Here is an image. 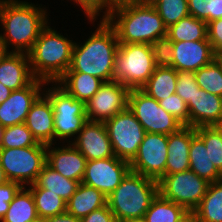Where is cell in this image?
Masks as SVG:
<instances>
[{"label": "cell", "mask_w": 222, "mask_h": 222, "mask_svg": "<svg viewBox=\"0 0 222 222\" xmlns=\"http://www.w3.org/2000/svg\"><path fill=\"white\" fill-rule=\"evenodd\" d=\"M105 19L115 29L119 44H152L167 35V27L151 3H114Z\"/></svg>", "instance_id": "obj_1"}, {"label": "cell", "mask_w": 222, "mask_h": 222, "mask_svg": "<svg viewBox=\"0 0 222 222\" xmlns=\"http://www.w3.org/2000/svg\"><path fill=\"white\" fill-rule=\"evenodd\" d=\"M102 22L83 45L74 44L71 64L65 73H86L113 81L115 55L119 41L115 29L102 18Z\"/></svg>", "instance_id": "obj_2"}, {"label": "cell", "mask_w": 222, "mask_h": 222, "mask_svg": "<svg viewBox=\"0 0 222 222\" xmlns=\"http://www.w3.org/2000/svg\"><path fill=\"white\" fill-rule=\"evenodd\" d=\"M46 16V10L35 7L32 3L3 0L0 21L5 32L0 35L1 43L6 48L10 44L14 45V52L28 53L47 26Z\"/></svg>", "instance_id": "obj_3"}, {"label": "cell", "mask_w": 222, "mask_h": 222, "mask_svg": "<svg viewBox=\"0 0 222 222\" xmlns=\"http://www.w3.org/2000/svg\"><path fill=\"white\" fill-rule=\"evenodd\" d=\"M46 26L27 53L35 79L57 82L69 69L74 42Z\"/></svg>", "instance_id": "obj_4"}, {"label": "cell", "mask_w": 222, "mask_h": 222, "mask_svg": "<svg viewBox=\"0 0 222 222\" xmlns=\"http://www.w3.org/2000/svg\"><path fill=\"white\" fill-rule=\"evenodd\" d=\"M157 194V180L130 170L107 196V205L118 222L143 220Z\"/></svg>", "instance_id": "obj_5"}, {"label": "cell", "mask_w": 222, "mask_h": 222, "mask_svg": "<svg viewBox=\"0 0 222 222\" xmlns=\"http://www.w3.org/2000/svg\"><path fill=\"white\" fill-rule=\"evenodd\" d=\"M156 68L151 44H119L115 55L113 81L129 90L141 89Z\"/></svg>", "instance_id": "obj_6"}, {"label": "cell", "mask_w": 222, "mask_h": 222, "mask_svg": "<svg viewBox=\"0 0 222 222\" xmlns=\"http://www.w3.org/2000/svg\"><path fill=\"white\" fill-rule=\"evenodd\" d=\"M47 146L1 148L0 165L9 181L33 184L46 164Z\"/></svg>", "instance_id": "obj_7"}, {"label": "cell", "mask_w": 222, "mask_h": 222, "mask_svg": "<svg viewBox=\"0 0 222 222\" xmlns=\"http://www.w3.org/2000/svg\"><path fill=\"white\" fill-rule=\"evenodd\" d=\"M209 182L191 170L164 175L158 181V193L187 211H194L206 194Z\"/></svg>", "instance_id": "obj_8"}, {"label": "cell", "mask_w": 222, "mask_h": 222, "mask_svg": "<svg viewBox=\"0 0 222 222\" xmlns=\"http://www.w3.org/2000/svg\"><path fill=\"white\" fill-rule=\"evenodd\" d=\"M129 110L134 114L146 133L169 135L183 125L167 113L157 100L149 97L141 89H131L128 94Z\"/></svg>", "instance_id": "obj_9"}, {"label": "cell", "mask_w": 222, "mask_h": 222, "mask_svg": "<svg viewBox=\"0 0 222 222\" xmlns=\"http://www.w3.org/2000/svg\"><path fill=\"white\" fill-rule=\"evenodd\" d=\"M46 92L44 95L53 107L55 138L65 139L77 135L88 121L85 103L76 100L61 85Z\"/></svg>", "instance_id": "obj_10"}, {"label": "cell", "mask_w": 222, "mask_h": 222, "mask_svg": "<svg viewBox=\"0 0 222 222\" xmlns=\"http://www.w3.org/2000/svg\"><path fill=\"white\" fill-rule=\"evenodd\" d=\"M113 153L130 162L137 154L145 130L127 107L105 122Z\"/></svg>", "instance_id": "obj_11"}, {"label": "cell", "mask_w": 222, "mask_h": 222, "mask_svg": "<svg viewBox=\"0 0 222 222\" xmlns=\"http://www.w3.org/2000/svg\"><path fill=\"white\" fill-rule=\"evenodd\" d=\"M168 135L145 133L130 170L159 181L165 175Z\"/></svg>", "instance_id": "obj_12"}, {"label": "cell", "mask_w": 222, "mask_h": 222, "mask_svg": "<svg viewBox=\"0 0 222 222\" xmlns=\"http://www.w3.org/2000/svg\"><path fill=\"white\" fill-rule=\"evenodd\" d=\"M129 89L117 81L104 82L85 104L88 121L105 123L128 106Z\"/></svg>", "instance_id": "obj_13"}, {"label": "cell", "mask_w": 222, "mask_h": 222, "mask_svg": "<svg viewBox=\"0 0 222 222\" xmlns=\"http://www.w3.org/2000/svg\"><path fill=\"white\" fill-rule=\"evenodd\" d=\"M130 171V163L116 156L86 162L82 183L108 196Z\"/></svg>", "instance_id": "obj_14"}, {"label": "cell", "mask_w": 222, "mask_h": 222, "mask_svg": "<svg viewBox=\"0 0 222 222\" xmlns=\"http://www.w3.org/2000/svg\"><path fill=\"white\" fill-rule=\"evenodd\" d=\"M45 83L34 79L23 89L12 91L9 98L0 104V124L3 127L23 124L30 108L41 96V84Z\"/></svg>", "instance_id": "obj_15"}, {"label": "cell", "mask_w": 222, "mask_h": 222, "mask_svg": "<svg viewBox=\"0 0 222 222\" xmlns=\"http://www.w3.org/2000/svg\"><path fill=\"white\" fill-rule=\"evenodd\" d=\"M87 161L115 156L105 123L87 121L72 143Z\"/></svg>", "instance_id": "obj_16"}, {"label": "cell", "mask_w": 222, "mask_h": 222, "mask_svg": "<svg viewBox=\"0 0 222 222\" xmlns=\"http://www.w3.org/2000/svg\"><path fill=\"white\" fill-rule=\"evenodd\" d=\"M173 68L176 71H197L215 59L208 40L173 42Z\"/></svg>", "instance_id": "obj_17"}, {"label": "cell", "mask_w": 222, "mask_h": 222, "mask_svg": "<svg viewBox=\"0 0 222 222\" xmlns=\"http://www.w3.org/2000/svg\"><path fill=\"white\" fill-rule=\"evenodd\" d=\"M189 126H222V97L199 88L187 104Z\"/></svg>", "instance_id": "obj_18"}, {"label": "cell", "mask_w": 222, "mask_h": 222, "mask_svg": "<svg viewBox=\"0 0 222 222\" xmlns=\"http://www.w3.org/2000/svg\"><path fill=\"white\" fill-rule=\"evenodd\" d=\"M70 145L57 149L47 145L46 164L64 177L81 183L87 160L73 144Z\"/></svg>", "instance_id": "obj_19"}, {"label": "cell", "mask_w": 222, "mask_h": 222, "mask_svg": "<svg viewBox=\"0 0 222 222\" xmlns=\"http://www.w3.org/2000/svg\"><path fill=\"white\" fill-rule=\"evenodd\" d=\"M24 123L38 143L53 144L55 139L53 107L44 94L32 105Z\"/></svg>", "instance_id": "obj_20"}, {"label": "cell", "mask_w": 222, "mask_h": 222, "mask_svg": "<svg viewBox=\"0 0 222 222\" xmlns=\"http://www.w3.org/2000/svg\"><path fill=\"white\" fill-rule=\"evenodd\" d=\"M34 79L27 53L10 51L1 61L0 83L12 91L23 89Z\"/></svg>", "instance_id": "obj_21"}, {"label": "cell", "mask_w": 222, "mask_h": 222, "mask_svg": "<svg viewBox=\"0 0 222 222\" xmlns=\"http://www.w3.org/2000/svg\"><path fill=\"white\" fill-rule=\"evenodd\" d=\"M196 128L183 126L177 132L168 135L167 162L165 175L189 170V149Z\"/></svg>", "instance_id": "obj_22"}, {"label": "cell", "mask_w": 222, "mask_h": 222, "mask_svg": "<svg viewBox=\"0 0 222 222\" xmlns=\"http://www.w3.org/2000/svg\"><path fill=\"white\" fill-rule=\"evenodd\" d=\"M106 204L107 196L105 194L81 182L76 192L66 202V211L75 218L82 219Z\"/></svg>", "instance_id": "obj_23"}, {"label": "cell", "mask_w": 222, "mask_h": 222, "mask_svg": "<svg viewBox=\"0 0 222 222\" xmlns=\"http://www.w3.org/2000/svg\"><path fill=\"white\" fill-rule=\"evenodd\" d=\"M59 82V83H58ZM104 82L86 73H65L56 84L66 90L76 100L85 104L95 95Z\"/></svg>", "instance_id": "obj_24"}, {"label": "cell", "mask_w": 222, "mask_h": 222, "mask_svg": "<svg viewBox=\"0 0 222 222\" xmlns=\"http://www.w3.org/2000/svg\"><path fill=\"white\" fill-rule=\"evenodd\" d=\"M189 162V170L207 182L213 183L222 180V174L214 166V163L210 161L209 151L197 135L191 139Z\"/></svg>", "instance_id": "obj_25"}, {"label": "cell", "mask_w": 222, "mask_h": 222, "mask_svg": "<svg viewBox=\"0 0 222 222\" xmlns=\"http://www.w3.org/2000/svg\"><path fill=\"white\" fill-rule=\"evenodd\" d=\"M80 182L68 179L45 164L30 188H43L59 195L66 202L76 192Z\"/></svg>", "instance_id": "obj_26"}, {"label": "cell", "mask_w": 222, "mask_h": 222, "mask_svg": "<svg viewBox=\"0 0 222 222\" xmlns=\"http://www.w3.org/2000/svg\"><path fill=\"white\" fill-rule=\"evenodd\" d=\"M177 71L173 67H157L141 88L149 97L164 100L176 92Z\"/></svg>", "instance_id": "obj_27"}, {"label": "cell", "mask_w": 222, "mask_h": 222, "mask_svg": "<svg viewBox=\"0 0 222 222\" xmlns=\"http://www.w3.org/2000/svg\"><path fill=\"white\" fill-rule=\"evenodd\" d=\"M194 212L198 222H222V180L209 183L205 196Z\"/></svg>", "instance_id": "obj_28"}, {"label": "cell", "mask_w": 222, "mask_h": 222, "mask_svg": "<svg viewBox=\"0 0 222 222\" xmlns=\"http://www.w3.org/2000/svg\"><path fill=\"white\" fill-rule=\"evenodd\" d=\"M167 36L172 42L208 40L207 23L188 15L167 28Z\"/></svg>", "instance_id": "obj_29"}, {"label": "cell", "mask_w": 222, "mask_h": 222, "mask_svg": "<svg viewBox=\"0 0 222 222\" xmlns=\"http://www.w3.org/2000/svg\"><path fill=\"white\" fill-rule=\"evenodd\" d=\"M25 188L23 186L10 202L6 215L1 219L2 222H29L38 217L32 192Z\"/></svg>", "instance_id": "obj_30"}, {"label": "cell", "mask_w": 222, "mask_h": 222, "mask_svg": "<svg viewBox=\"0 0 222 222\" xmlns=\"http://www.w3.org/2000/svg\"><path fill=\"white\" fill-rule=\"evenodd\" d=\"M187 210L182 206L164 199L159 193L146 211L144 222H176Z\"/></svg>", "instance_id": "obj_31"}, {"label": "cell", "mask_w": 222, "mask_h": 222, "mask_svg": "<svg viewBox=\"0 0 222 222\" xmlns=\"http://www.w3.org/2000/svg\"><path fill=\"white\" fill-rule=\"evenodd\" d=\"M35 202L38 217L43 219L66 212V201L43 188H29Z\"/></svg>", "instance_id": "obj_32"}, {"label": "cell", "mask_w": 222, "mask_h": 222, "mask_svg": "<svg viewBox=\"0 0 222 222\" xmlns=\"http://www.w3.org/2000/svg\"><path fill=\"white\" fill-rule=\"evenodd\" d=\"M196 135L204 142L210 161L222 174V126L197 127Z\"/></svg>", "instance_id": "obj_33"}, {"label": "cell", "mask_w": 222, "mask_h": 222, "mask_svg": "<svg viewBox=\"0 0 222 222\" xmlns=\"http://www.w3.org/2000/svg\"><path fill=\"white\" fill-rule=\"evenodd\" d=\"M194 73L201 89L222 97V69L215 59Z\"/></svg>", "instance_id": "obj_34"}, {"label": "cell", "mask_w": 222, "mask_h": 222, "mask_svg": "<svg viewBox=\"0 0 222 222\" xmlns=\"http://www.w3.org/2000/svg\"><path fill=\"white\" fill-rule=\"evenodd\" d=\"M151 4L167 28L189 15L187 0H154Z\"/></svg>", "instance_id": "obj_35"}, {"label": "cell", "mask_w": 222, "mask_h": 222, "mask_svg": "<svg viewBox=\"0 0 222 222\" xmlns=\"http://www.w3.org/2000/svg\"><path fill=\"white\" fill-rule=\"evenodd\" d=\"M31 146H47L38 143L26 124L5 127L1 148H22Z\"/></svg>", "instance_id": "obj_36"}, {"label": "cell", "mask_w": 222, "mask_h": 222, "mask_svg": "<svg viewBox=\"0 0 222 222\" xmlns=\"http://www.w3.org/2000/svg\"><path fill=\"white\" fill-rule=\"evenodd\" d=\"M155 65L157 67H172L174 50L173 42L166 35L151 44Z\"/></svg>", "instance_id": "obj_37"}, {"label": "cell", "mask_w": 222, "mask_h": 222, "mask_svg": "<svg viewBox=\"0 0 222 222\" xmlns=\"http://www.w3.org/2000/svg\"><path fill=\"white\" fill-rule=\"evenodd\" d=\"M193 71H177L176 94L188 104L199 90Z\"/></svg>", "instance_id": "obj_38"}, {"label": "cell", "mask_w": 222, "mask_h": 222, "mask_svg": "<svg viewBox=\"0 0 222 222\" xmlns=\"http://www.w3.org/2000/svg\"><path fill=\"white\" fill-rule=\"evenodd\" d=\"M158 102L167 113L172 114L183 126H189V111L187 104L176 93Z\"/></svg>", "instance_id": "obj_39"}, {"label": "cell", "mask_w": 222, "mask_h": 222, "mask_svg": "<svg viewBox=\"0 0 222 222\" xmlns=\"http://www.w3.org/2000/svg\"><path fill=\"white\" fill-rule=\"evenodd\" d=\"M187 2L189 15L207 24L212 21L213 0H187Z\"/></svg>", "instance_id": "obj_40"}, {"label": "cell", "mask_w": 222, "mask_h": 222, "mask_svg": "<svg viewBox=\"0 0 222 222\" xmlns=\"http://www.w3.org/2000/svg\"><path fill=\"white\" fill-rule=\"evenodd\" d=\"M75 3L79 4L86 15L89 17V19L96 20V16L99 15V11L103 10L102 8H105L104 16L105 18L108 13L110 12L111 7L113 6V3L110 0H74Z\"/></svg>", "instance_id": "obj_41"}, {"label": "cell", "mask_w": 222, "mask_h": 222, "mask_svg": "<svg viewBox=\"0 0 222 222\" xmlns=\"http://www.w3.org/2000/svg\"><path fill=\"white\" fill-rule=\"evenodd\" d=\"M22 187L19 183L12 181L0 185V221L6 215L10 202Z\"/></svg>", "instance_id": "obj_42"}, {"label": "cell", "mask_w": 222, "mask_h": 222, "mask_svg": "<svg viewBox=\"0 0 222 222\" xmlns=\"http://www.w3.org/2000/svg\"><path fill=\"white\" fill-rule=\"evenodd\" d=\"M207 31L208 41L211 43L214 53L222 52V18L209 22Z\"/></svg>", "instance_id": "obj_43"}, {"label": "cell", "mask_w": 222, "mask_h": 222, "mask_svg": "<svg viewBox=\"0 0 222 222\" xmlns=\"http://www.w3.org/2000/svg\"><path fill=\"white\" fill-rule=\"evenodd\" d=\"M81 222H118L113 215L109 206L106 204L104 207L92 211L81 219Z\"/></svg>", "instance_id": "obj_44"}, {"label": "cell", "mask_w": 222, "mask_h": 222, "mask_svg": "<svg viewBox=\"0 0 222 222\" xmlns=\"http://www.w3.org/2000/svg\"><path fill=\"white\" fill-rule=\"evenodd\" d=\"M45 222H81V219L75 218L73 215L69 214L67 211L53 217L45 219Z\"/></svg>", "instance_id": "obj_45"}, {"label": "cell", "mask_w": 222, "mask_h": 222, "mask_svg": "<svg viewBox=\"0 0 222 222\" xmlns=\"http://www.w3.org/2000/svg\"><path fill=\"white\" fill-rule=\"evenodd\" d=\"M222 18V0H213L212 21Z\"/></svg>", "instance_id": "obj_46"}, {"label": "cell", "mask_w": 222, "mask_h": 222, "mask_svg": "<svg viewBox=\"0 0 222 222\" xmlns=\"http://www.w3.org/2000/svg\"><path fill=\"white\" fill-rule=\"evenodd\" d=\"M12 90L4 86L2 83H0V104H2L5 100L9 98L11 95Z\"/></svg>", "instance_id": "obj_47"}, {"label": "cell", "mask_w": 222, "mask_h": 222, "mask_svg": "<svg viewBox=\"0 0 222 222\" xmlns=\"http://www.w3.org/2000/svg\"><path fill=\"white\" fill-rule=\"evenodd\" d=\"M176 222H198L194 211H187L178 221Z\"/></svg>", "instance_id": "obj_48"}, {"label": "cell", "mask_w": 222, "mask_h": 222, "mask_svg": "<svg viewBox=\"0 0 222 222\" xmlns=\"http://www.w3.org/2000/svg\"><path fill=\"white\" fill-rule=\"evenodd\" d=\"M8 181L9 180L5 174V171L3 170L2 166L0 165V185L5 184Z\"/></svg>", "instance_id": "obj_49"}, {"label": "cell", "mask_w": 222, "mask_h": 222, "mask_svg": "<svg viewBox=\"0 0 222 222\" xmlns=\"http://www.w3.org/2000/svg\"><path fill=\"white\" fill-rule=\"evenodd\" d=\"M8 52V49L0 41V63Z\"/></svg>", "instance_id": "obj_50"}, {"label": "cell", "mask_w": 222, "mask_h": 222, "mask_svg": "<svg viewBox=\"0 0 222 222\" xmlns=\"http://www.w3.org/2000/svg\"><path fill=\"white\" fill-rule=\"evenodd\" d=\"M215 60L218 62V64L221 66L222 69V52L215 54Z\"/></svg>", "instance_id": "obj_51"}, {"label": "cell", "mask_w": 222, "mask_h": 222, "mask_svg": "<svg viewBox=\"0 0 222 222\" xmlns=\"http://www.w3.org/2000/svg\"><path fill=\"white\" fill-rule=\"evenodd\" d=\"M4 129H5V127H3V126L0 124V149H1L2 141H3Z\"/></svg>", "instance_id": "obj_52"}, {"label": "cell", "mask_w": 222, "mask_h": 222, "mask_svg": "<svg viewBox=\"0 0 222 222\" xmlns=\"http://www.w3.org/2000/svg\"><path fill=\"white\" fill-rule=\"evenodd\" d=\"M29 222H45V219L41 218V217H37Z\"/></svg>", "instance_id": "obj_53"}, {"label": "cell", "mask_w": 222, "mask_h": 222, "mask_svg": "<svg viewBox=\"0 0 222 222\" xmlns=\"http://www.w3.org/2000/svg\"><path fill=\"white\" fill-rule=\"evenodd\" d=\"M138 2H142V3H152L154 0H136Z\"/></svg>", "instance_id": "obj_54"}, {"label": "cell", "mask_w": 222, "mask_h": 222, "mask_svg": "<svg viewBox=\"0 0 222 222\" xmlns=\"http://www.w3.org/2000/svg\"><path fill=\"white\" fill-rule=\"evenodd\" d=\"M113 4L114 3H118V2H121V1H127V0H110Z\"/></svg>", "instance_id": "obj_55"}, {"label": "cell", "mask_w": 222, "mask_h": 222, "mask_svg": "<svg viewBox=\"0 0 222 222\" xmlns=\"http://www.w3.org/2000/svg\"><path fill=\"white\" fill-rule=\"evenodd\" d=\"M128 222H144L143 220H137V221H128Z\"/></svg>", "instance_id": "obj_56"}]
</instances>
